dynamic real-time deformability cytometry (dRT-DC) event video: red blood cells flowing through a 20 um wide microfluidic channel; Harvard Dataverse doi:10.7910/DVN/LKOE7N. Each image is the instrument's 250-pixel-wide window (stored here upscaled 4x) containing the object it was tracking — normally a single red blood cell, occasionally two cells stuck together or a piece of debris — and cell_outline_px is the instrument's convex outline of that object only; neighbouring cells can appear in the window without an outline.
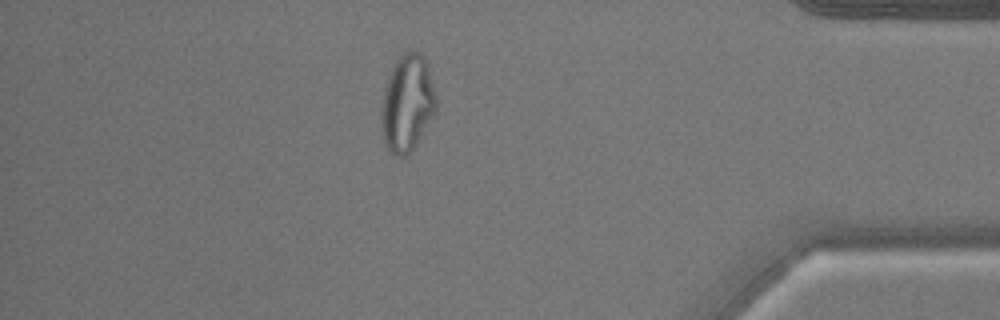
{"species": "common noctule bat (a hibernating species)", "species_latin": "Nyctalus noctula", "temperature_condition": "warm", "stored_images_in_passage": 41, "camera_frame_rate_fps": 3000, "um_per_image_px": 0.085, "animal": {"sex": "male", "body_mass_g": 17.9}, "frame": {"image": 1, "passage_image": 35, "time_ms": 11.333, "image_size_px": [1000, 320], "cell_outline_px": [[436, 112], [416, 144], [404, 156], [396, 156], [384, 144], [380, 128], [380, 108], [384, 88], [392, 64], [408, 48], [416, 48], [424, 56], [428, 64], [436, 96]], "centroid_in_image_um": [34.6, 8.71], "position_along_channel_um": 400.6, "area_um2": 31.62}}